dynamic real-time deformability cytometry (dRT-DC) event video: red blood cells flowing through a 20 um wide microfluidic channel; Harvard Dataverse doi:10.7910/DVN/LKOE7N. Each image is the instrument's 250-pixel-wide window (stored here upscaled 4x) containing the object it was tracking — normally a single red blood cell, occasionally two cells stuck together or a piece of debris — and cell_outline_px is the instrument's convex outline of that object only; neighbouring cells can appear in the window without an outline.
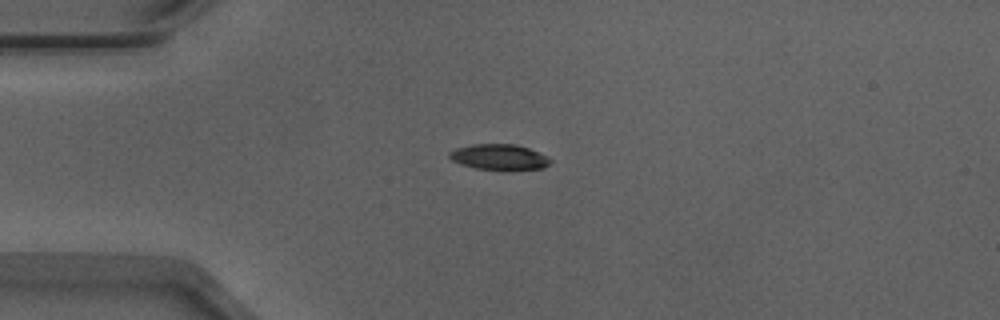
{"species": "Egyptian fruit bat (a non-hibernating species)", "species_latin": "Rousettus aegyptiacus", "temperature_condition": "warm", "stored_images_in_passage": 20, "camera_frame_rate_fps": 3000, "um_per_image_px": 0.085, "animal": {"sex": "male"}, "frame": {"image": 1, "passage_image": 1, "time_ms": 0.0, "image_size_px": [1000, 320], "cell_outline_px": [[552, 160], [544, 168], [476, 168], [460, 164], [452, 160], [448, 156], [448, 152], [456, 148], [472, 144], [516, 144], [528, 148], [548, 156]], "centroid_in_image_um": [42.4, 13.31], "position_along_channel_um": 42.6, "area_um2": 14.62}}
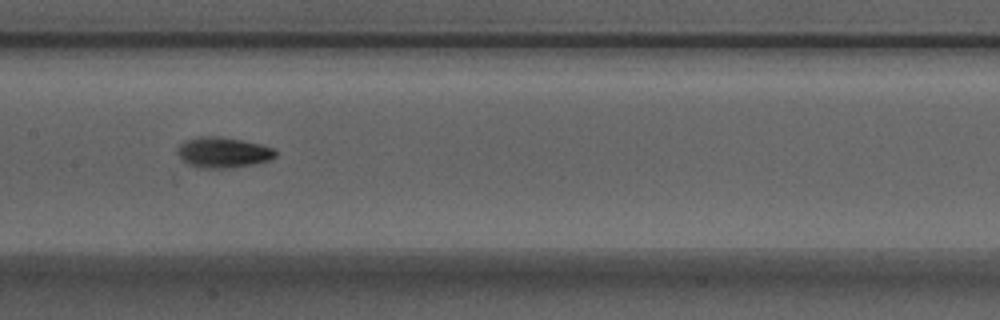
{"frame": {"image": 2, "passage_image": 14, "time_ms": 4.333, "image_size_px": [1000, 320], "cell_outline_px": [[276, 156], [268, 160], [252, 164], [232, 168], [196, 168], [180, 160], [176, 152], [180, 144], [188, 140], [204, 136], [216, 136], [240, 140], [260, 144], [272, 148], [276, 152]], "centroid_in_image_um": [18.91, 12.98], "position_along_channel_um": 188.5, "area_um2": 17.34}}
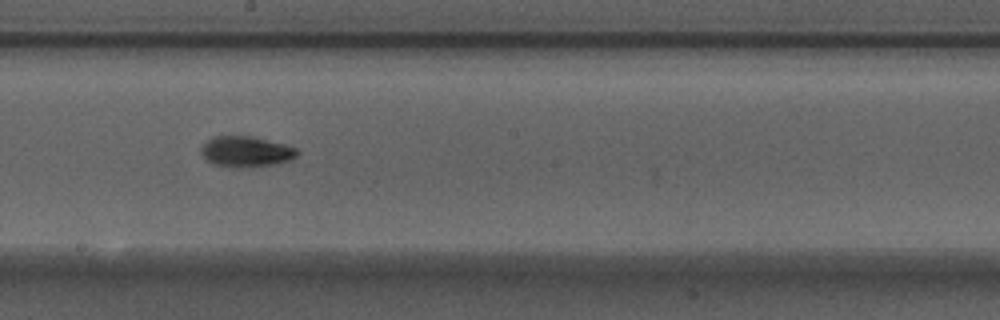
{"frame": {"image": 3, "passage_image": 17, "time_ms": 5.333, "image_size_px": [1000, 320], "cell_outline_px": [[300, 152], [292, 160], [276, 164], [240, 168], [236, 168], [216, 164], [208, 160], [200, 152], [200, 148], [212, 136], [252, 136], [284, 144], [296, 148]], "centroid_in_image_um": [20.94, 12.88], "position_along_channel_um": 227.3, "area_um2": 17.17}}